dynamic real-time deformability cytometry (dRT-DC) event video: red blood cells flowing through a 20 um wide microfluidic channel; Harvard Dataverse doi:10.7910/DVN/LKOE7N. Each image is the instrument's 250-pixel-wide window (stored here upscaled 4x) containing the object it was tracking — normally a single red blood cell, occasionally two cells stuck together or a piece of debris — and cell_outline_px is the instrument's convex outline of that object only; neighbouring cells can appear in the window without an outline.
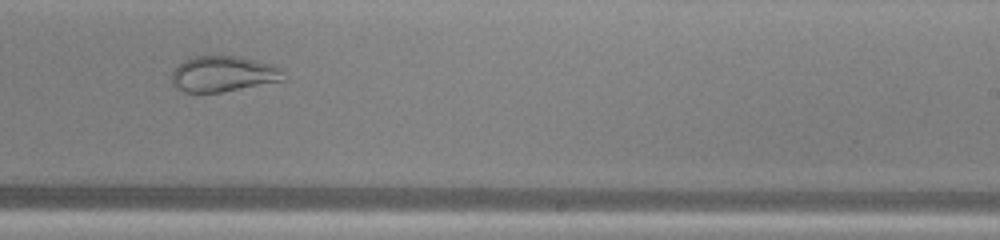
{"species": "common noctule bat (a hibernating species)", "species_latin": "Nyctalus noctula", "temperature_condition": "warm", "stored_images_in_passage": 31, "camera_frame_rate_fps": 3000, "um_per_image_px": 0.085, "animal": {"sex": "male", "body_mass_g": 13.0, "forearm_length_mm": 53.1}, "frame": {"image": 1, "passage_image": 22, "time_ms": 7.0, "image_size_px": [1000, 240], "cell_outline_px": [[288, 76], [284, 80], [220, 92], [184, 92], [172, 84], [172, 72], [184, 60], [196, 56], [240, 56], [276, 64], [284, 68]], "centroid_in_image_um": [19.07, 6.26], "position_along_channel_um": 269.9, "area_um2": 23.52}}
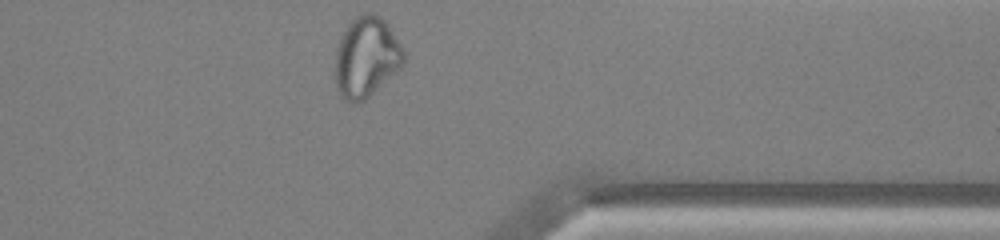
{"frame": {"image": 2, "passage_image": 31, "time_ms": 10.0, "image_size_px": [1000, 240], "cell_outline_px": [[404, 64], [400, 68], [364, 100], [348, 100], [340, 96], [336, 88], [332, 68], [336, 48], [348, 24], [356, 16], [364, 12], [368, 12], [380, 16], [388, 24], [400, 44], [404, 52]], "centroid_in_image_um": [31.09, 4.84], "position_along_channel_um": 380.3, "area_um2": 32.08}, "authors_computed_cell_mechanics": {"area_um2": 28.611, "velocity_mm_per_s": 4.0587, "shape_relaxation_time_tau1_ms": null, "shape_relaxation_time_tau2_ms": 1.0916, "deformation_change_tau1": null, "deformation_change_tau2": 0.0797}}